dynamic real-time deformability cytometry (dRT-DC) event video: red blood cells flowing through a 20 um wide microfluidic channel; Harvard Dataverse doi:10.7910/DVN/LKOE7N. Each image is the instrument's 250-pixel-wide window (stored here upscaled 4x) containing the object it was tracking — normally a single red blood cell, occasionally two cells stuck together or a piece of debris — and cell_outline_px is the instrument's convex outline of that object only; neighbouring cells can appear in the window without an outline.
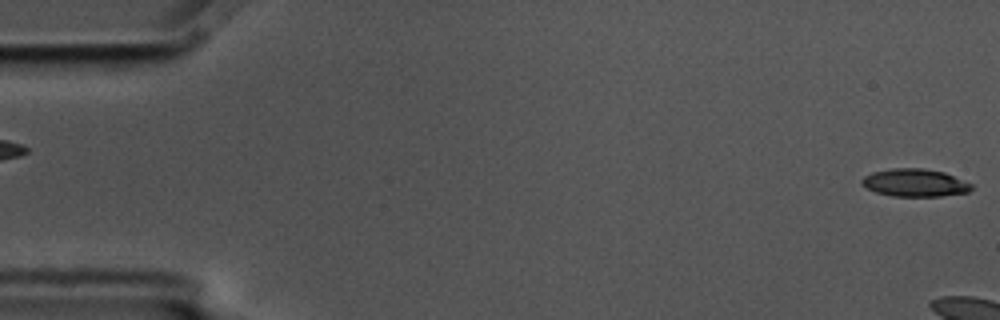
{"species": "common noctule bat (a hibernating species)", "species_latin": "Nyctalus noctula", "temperature_condition": "cold", "stored_images_in_passage": 5, "segment_of_instrument_passage": [2, 2], "camera_frame_rate_fps": 3000, "um_per_image_px": 0.085, "animal": {"sex": "male", "body_mass_g": 17.5, "forearm_length_mm": 52.3}, "frame": {"image": 1, "passage_image": 5, "time_ms": 1.333, "image_size_px": [1000, 320], "cell_outline_px": [[972, 188], [968, 192], [940, 196], [892, 196], [876, 192], [860, 184], [860, 180], [864, 176], [872, 172], [892, 168], [924, 168], [944, 172], [972, 184]], "centroid_in_image_um": [77.73, 15.53], "position_along_channel_um": 7.3, "area_um2": 17.69}}